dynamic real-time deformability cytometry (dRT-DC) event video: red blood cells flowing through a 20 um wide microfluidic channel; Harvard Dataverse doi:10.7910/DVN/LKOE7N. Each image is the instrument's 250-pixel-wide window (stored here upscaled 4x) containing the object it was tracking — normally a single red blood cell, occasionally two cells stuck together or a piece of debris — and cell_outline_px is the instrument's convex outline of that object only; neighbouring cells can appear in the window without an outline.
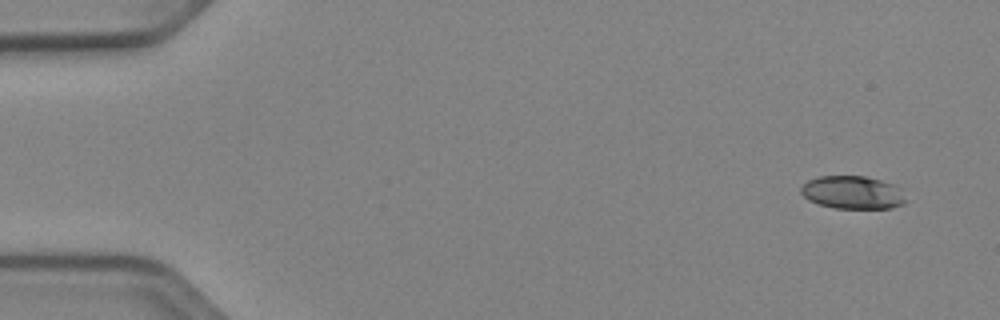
{"species": "Egyptian fruit bat (a non-hibernating species)", "species_latin": "Rousettus aegyptiacus", "temperature_condition": "cold", "stored_images_in_passage": 50, "camera_frame_rate_fps": 3000, "um_per_image_px": 0.085, "animal": {"sex": "female"}, "frame": {"image": 1, "passage_image": 1, "time_ms": 0.0, "image_size_px": [1000, 320], "cell_outline_px": [[908, 200], [904, 204], [892, 208], [836, 208], [820, 204], [808, 200], [800, 192], [800, 188], [808, 180], [820, 176], [864, 176], [896, 184]], "centroid_in_image_um": [72.5, 16.36], "position_along_channel_um": 12.5, "area_um2": 20.23}}
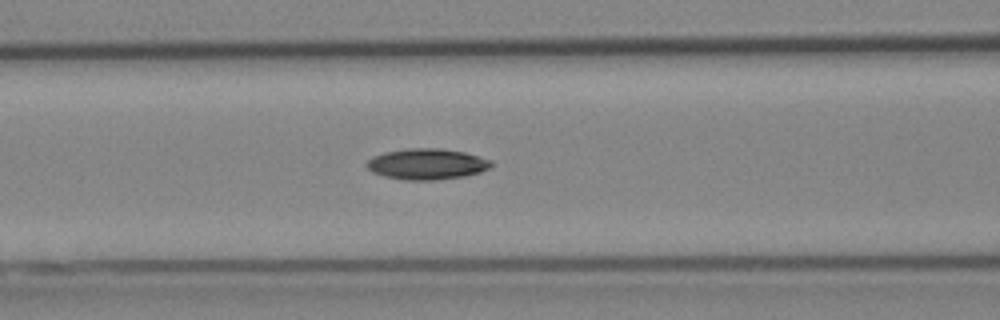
{"frame": {"image": 2, "passage_image": 20, "time_ms": 6.333, "image_size_px": [1000, 320], "cell_outline_px": [[492, 164], [488, 168], [480, 172], [464, 176], [436, 180], [404, 180], [384, 176], [372, 172], [364, 164], [372, 156], [384, 152], [408, 148], [440, 148], [464, 152], [492, 160]], "centroid_in_image_um": [36.25, 13.94], "position_along_channel_um": 130.3, "area_um2": 22.48}}
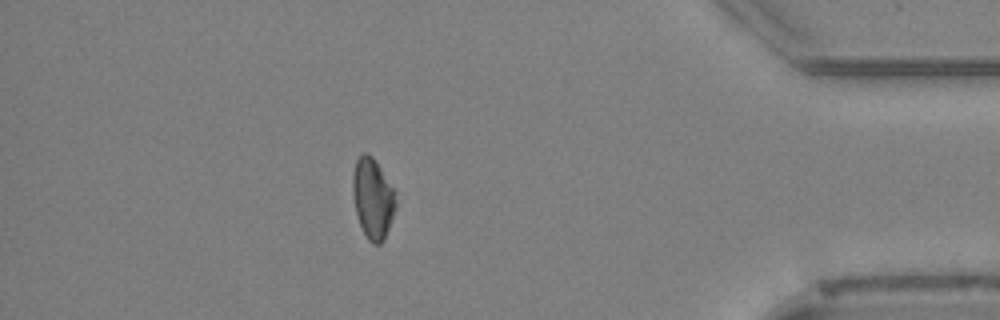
{"frame": {"image": 3, "passage_image": 44, "time_ms": 14.333, "image_size_px": [1000, 320], "cell_outline_px": [[396, 208], [384, 240], [380, 244], [372, 244], [368, 240], [360, 224], [356, 212], [352, 192], [352, 176], [356, 160], [364, 152], [368, 152], [376, 160], [396, 192]], "centroid_in_image_um": [31.69, 16.84], "position_along_channel_um": 403.5, "area_um2": 20.35}, "authors_computed_cell_mechanics": {"area_um2": 20.9814, "velocity_mm_per_s": 3.9256, "shape_relaxation_time_tau1_ms": 6.2255, "shape_relaxation_time_tau2_ms": null, "deformation_change_tau1": 0.1277, "deformation_change_tau2": null}}